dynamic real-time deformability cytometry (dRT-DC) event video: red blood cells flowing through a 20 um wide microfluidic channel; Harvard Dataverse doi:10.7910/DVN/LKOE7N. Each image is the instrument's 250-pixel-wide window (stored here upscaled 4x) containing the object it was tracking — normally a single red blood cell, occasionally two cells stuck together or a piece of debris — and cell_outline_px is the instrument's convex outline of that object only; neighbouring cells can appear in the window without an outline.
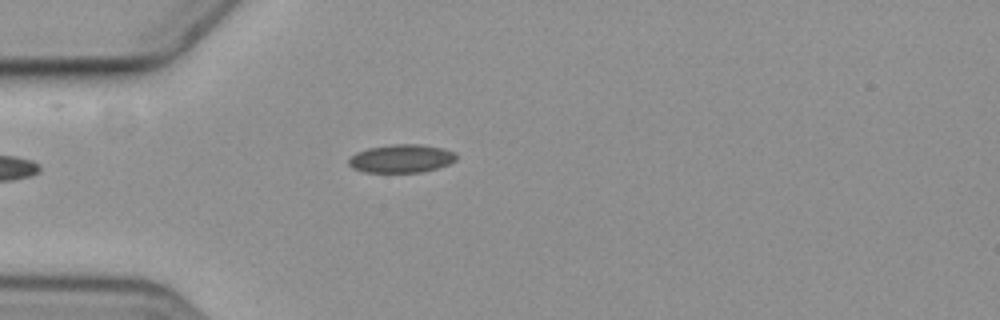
{"species": "common noctule bat (a hibernating species)", "species_latin": "Nyctalus noctula", "temperature_condition": "cold", "stored_images_in_passage": 5, "camera_frame_rate_fps": 3000, "um_per_image_px": 0.085, "animal": {"sex": "female", "body_mass_g": 19.3, "forearm_length_mm": 54.1}, "frame": {"image": 1, "passage_image": 4, "time_ms": 3.333, "image_size_px": [1000, 320], "cell_outline_px": [[456, 160], [448, 164], [436, 168], [420, 172], [364, 172], [352, 168], [348, 164], [348, 160], [356, 152], [368, 148], [392, 144], [420, 144], [444, 148], [456, 152]], "centroid_in_image_um": [34.11, 13.47], "position_along_channel_um": 50.9, "area_um2": 17.74}}